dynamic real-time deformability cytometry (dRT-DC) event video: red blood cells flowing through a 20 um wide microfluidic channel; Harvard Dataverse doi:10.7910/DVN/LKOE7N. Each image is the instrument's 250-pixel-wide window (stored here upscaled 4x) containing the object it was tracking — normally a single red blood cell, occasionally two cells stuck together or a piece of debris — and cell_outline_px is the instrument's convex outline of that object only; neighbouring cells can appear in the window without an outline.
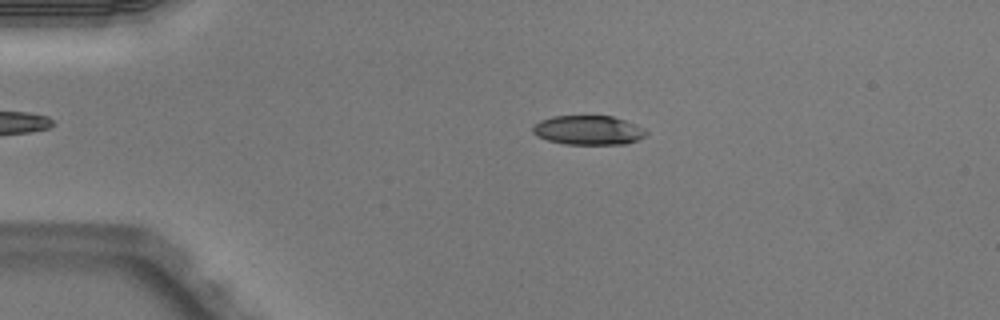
{"species": "Egyptian fruit bat (a non-hibernating species)", "species_latin": "Rousettus aegyptiacus", "temperature_condition": "warm", "stored_images_in_passage": 49, "camera_frame_rate_fps": 3000, "um_per_image_px": 0.085, "animal": {"sex": "male"}, "frame": {"image": 1, "passage_image": 10, "time_ms": 3.0, "image_size_px": [1000, 320], "cell_outline_px": [[648, 132], [644, 136], [636, 140], [624, 144], [564, 144], [548, 140], [536, 136], [532, 132], [532, 128], [540, 120], [552, 116], [612, 116], [636, 124], [644, 128]], "centroid_in_image_um": [49.99, 11.06], "position_along_channel_um": 35.0, "area_um2": 19.31}}
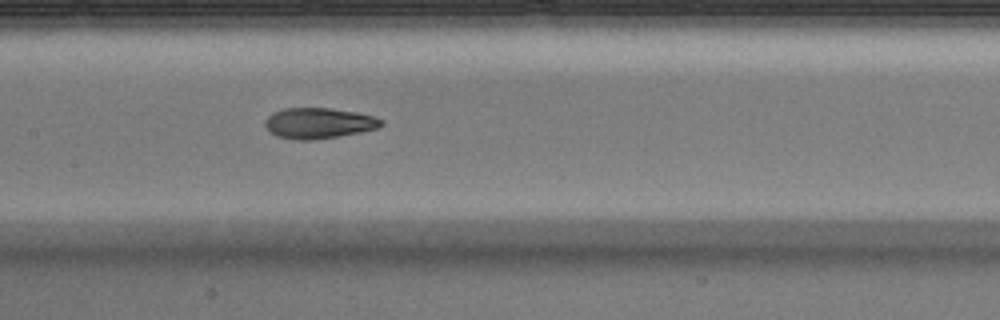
{"frame": {"image": 2, "passage_image": 24, "time_ms": 7.667, "image_size_px": [1000, 320], "cell_outline_px": [[384, 124], [376, 128], [360, 132], [312, 140], [292, 140], [276, 136], [268, 132], [264, 124], [264, 120], [272, 112], [284, 108], [328, 108], [356, 112], [372, 116], [384, 120]], "centroid_in_image_um": [27.02, 10.47], "position_along_channel_um": 180.4, "area_um2": 20.87}}
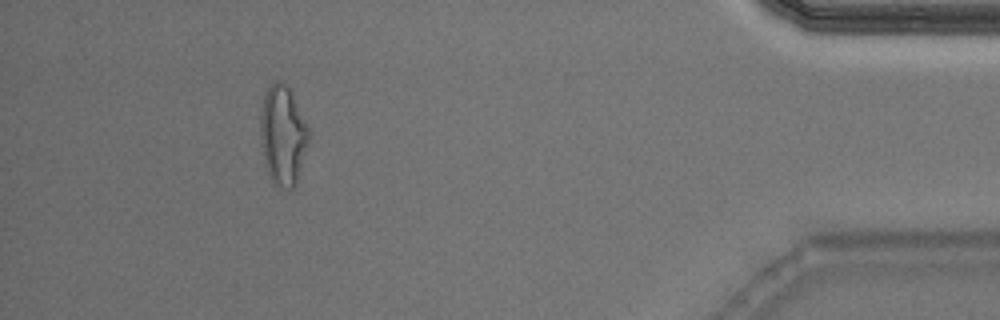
{"frame": {"image": 3, "passage_image": 45, "time_ms": 14.667, "image_size_px": [1000, 320], "cell_outline_px": [[308, 140], [300, 172], [296, 184], [292, 188], [284, 188], [272, 184], [268, 176], [264, 164], [260, 144], [260, 116], [264, 92], [276, 80], [280, 80], [292, 92], [308, 128]], "centroid_in_image_um": [24.0, 11.53], "position_along_channel_um": 411.2, "area_um2": 28.15}, "authors_computed_cell_mechanics": {"area_um2": 20.8658, "velocity_mm_per_s": 4.0677, "shape_relaxation_time_tau1_ms": 6.4204, "shape_relaxation_time_tau2_ms": 1.6622, "deformation_change_tau1": 0.1956, "deformation_change_tau2": 0.0792}}